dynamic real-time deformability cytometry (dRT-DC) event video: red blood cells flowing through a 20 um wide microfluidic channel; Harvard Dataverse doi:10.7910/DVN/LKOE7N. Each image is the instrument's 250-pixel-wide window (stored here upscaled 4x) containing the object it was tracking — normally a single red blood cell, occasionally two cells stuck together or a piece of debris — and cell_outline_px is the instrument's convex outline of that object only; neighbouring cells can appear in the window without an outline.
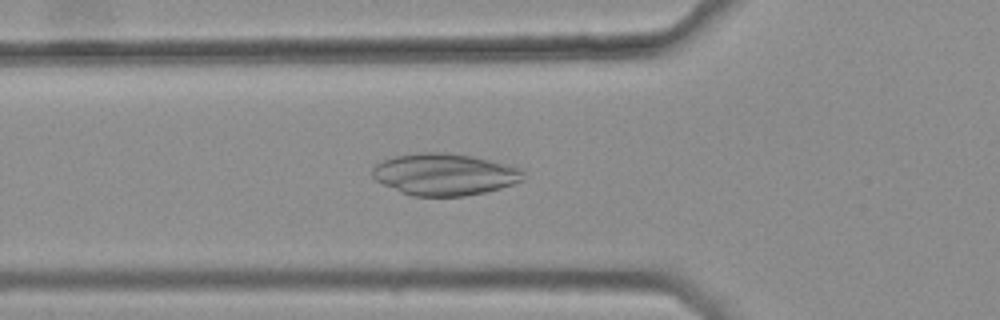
{"species": "common noctule bat (a hibernating species)", "species_latin": "Nyctalus noctula", "temperature_condition": "warm", "stored_images_in_passage": 30, "camera_frame_rate_fps": 3000, "um_per_image_px": 0.085, "animal": {"sex": "female", "body_mass_g": 25.1}, "frame": {"image": 1, "passage_image": 4, "time_ms": 1.0, "image_size_px": [1000, 320], "cell_outline_px": [[524, 180], [500, 188], [484, 192], [464, 196], [412, 196], [400, 192], [376, 180], [372, 176], [372, 168], [376, 164], [384, 160], [396, 156], [420, 152], [448, 152], [472, 156], [520, 168], [524, 172]], "centroid_in_image_um": [37.77, 14.82], "position_along_channel_um": 88.0, "area_um2": 36.65}}
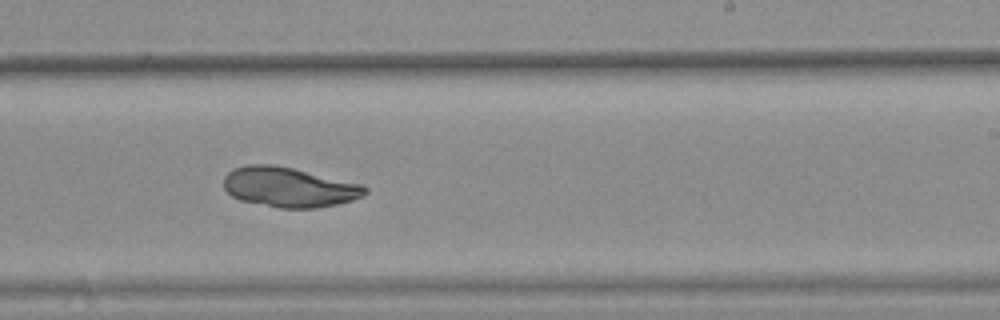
{"frame": {"image": 2, "passage_image": 18, "time_ms": 5.667, "image_size_px": [1000, 320], "cell_outline_px": [[368, 192], [352, 200], [336, 204], [316, 208], [280, 208], [240, 200], [232, 196], [224, 188], [224, 176], [232, 168], [248, 164], [272, 164], [292, 168], [364, 184], [368, 188]], "centroid_in_image_um": [24.56, 15.9], "position_along_channel_um": 264.4, "area_um2": 32.89}}
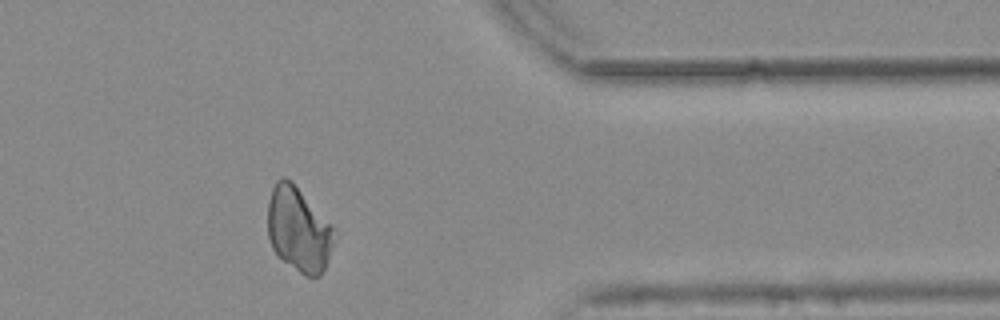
{"frame": {"image": 3, "passage_image": 29, "time_ms": 9.333, "image_size_px": [1000, 320], "cell_outline_px": [[332, 244], [324, 268], [320, 276], [304, 276], [284, 260], [272, 248], [268, 236], [268, 200], [272, 188], [276, 180], [280, 176], [284, 176], [292, 180], [332, 228]], "centroid_in_image_um": [25.31, 19.46], "position_along_channel_um": 386.1, "area_um2": 31.91}}